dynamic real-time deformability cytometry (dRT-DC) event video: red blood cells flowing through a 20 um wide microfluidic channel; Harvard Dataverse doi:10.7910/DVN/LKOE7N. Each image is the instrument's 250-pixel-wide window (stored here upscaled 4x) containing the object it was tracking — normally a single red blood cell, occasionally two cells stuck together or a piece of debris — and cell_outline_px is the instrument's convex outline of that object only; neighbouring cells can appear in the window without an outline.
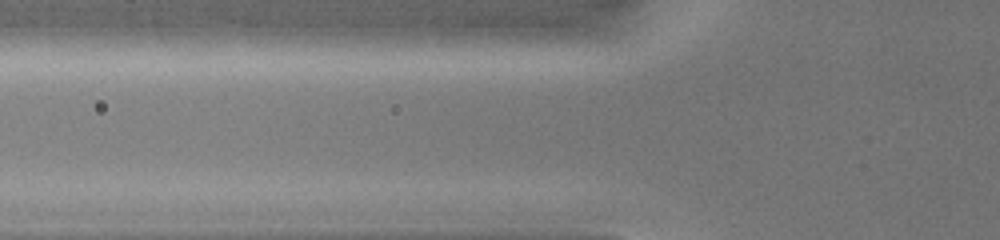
{"species": "common noctule bat (a hibernating species)", "species_latin": "Nyctalus noctula", "temperature_condition": "warm", "stored_images_in_passage": 3, "camera_frame_rate_fps": 3000, "um_per_image_px": 0.085, "animal": {"sex": "female", "body_mass_g": 19.0, "forearm_length_mm": 51.5}, "frame": {"image": 1, "passage_image": 2, "time_ms": 0.333, "image_size_px": [1000, 240], "cell_outline_px": [[596, 44], [560, 48], [512, 52], [404, 52], [396, 48], [396, 44], [412, 32], [472, 24], [572, 24], [596, 40]], "centroid_in_image_um": [42.11, 3.27], "position_along_channel_um": 83.7, "area_um2": 33.35}}